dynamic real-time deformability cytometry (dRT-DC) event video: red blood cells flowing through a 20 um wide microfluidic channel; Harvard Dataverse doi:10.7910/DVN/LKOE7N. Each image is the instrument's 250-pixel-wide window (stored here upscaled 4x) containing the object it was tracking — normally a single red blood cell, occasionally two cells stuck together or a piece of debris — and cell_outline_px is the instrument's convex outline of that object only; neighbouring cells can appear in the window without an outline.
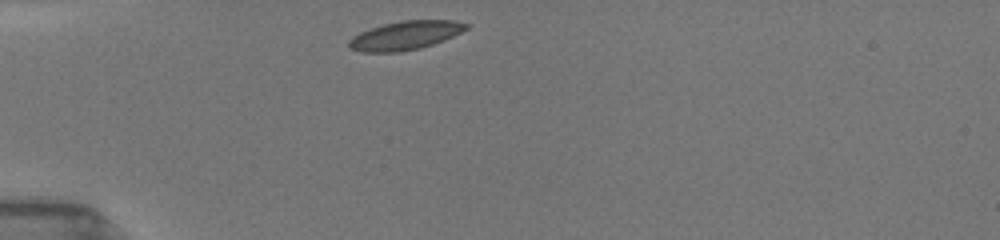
{"species": "common noctule bat (a hibernating species)", "species_latin": "Nyctalus noctula", "temperature_condition": "room temperature", "stored_images_in_passage": 30, "camera_frame_rate_fps": 3000, "um_per_image_px": 0.085, "animal": {"sex": "female", "body_mass_g": 19.5, "forearm_length_mm": 54.1}, "frame": {"image": 1, "passage_image": 1, "time_ms": 0.0, "image_size_px": [1000, 240], "cell_outline_px": [[472, 24], [468, 28], [444, 40], [420, 48], [400, 52], [360, 52], [348, 48], [348, 40], [352, 36], [360, 32], [384, 24], [404, 20], [456, 20]], "centroid_in_image_um": [34.44, 3.01], "position_along_channel_um": 50.6, "area_um2": 19.71}}
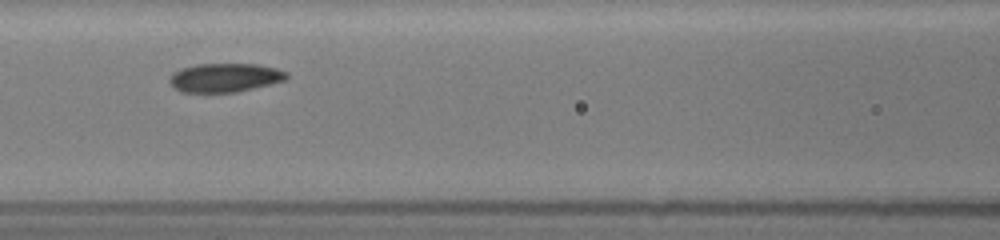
{"frame": {"image": 2, "passage_image": 8, "time_ms": 3.0, "image_size_px": [1000, 240], "cell_outline_px": [[288, 76], [284, 80], [236, 92], [180, 92], [168, 80], [172, 72], [196, 64], [256, 64], [276, 68], [288, 72]], "centroid_in_image_um": [19.1, 6.59], "position_along_channel_um": 147.5, "area_um2": 19.42}}
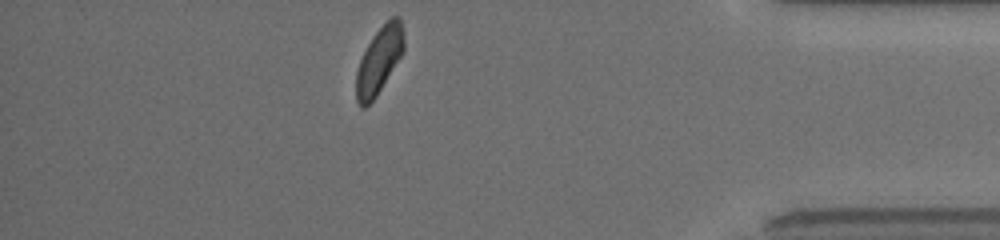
{"frame": {"image": 3, "passage_image": 23, "time_ms": 10.333, "image_size_px": [1000, 240], "cell_outline_px": [[404, 52], [376, 96], [364, 108], [360, 108], [356, 100], [356, 72], [360, 60], [372, 36], [392, 16], [400, 16], [404, 32]], "centroid_in_image_um": [32.24, 5.12], "position_along_channel_um": 403.0, "area_um2": 18.5}, "authors_computed_cell_mechanics": {"area_um2": 19.652, "velocity_mm_per_s": 3.9376, "shape_relaxation_time_tau1_ms": 3.3716, "shape_relaxation_time_tau2_ms": 2.4431, "deformation_change_tau1": 0.1088, "deformation_change_tau2": 0.0634}}